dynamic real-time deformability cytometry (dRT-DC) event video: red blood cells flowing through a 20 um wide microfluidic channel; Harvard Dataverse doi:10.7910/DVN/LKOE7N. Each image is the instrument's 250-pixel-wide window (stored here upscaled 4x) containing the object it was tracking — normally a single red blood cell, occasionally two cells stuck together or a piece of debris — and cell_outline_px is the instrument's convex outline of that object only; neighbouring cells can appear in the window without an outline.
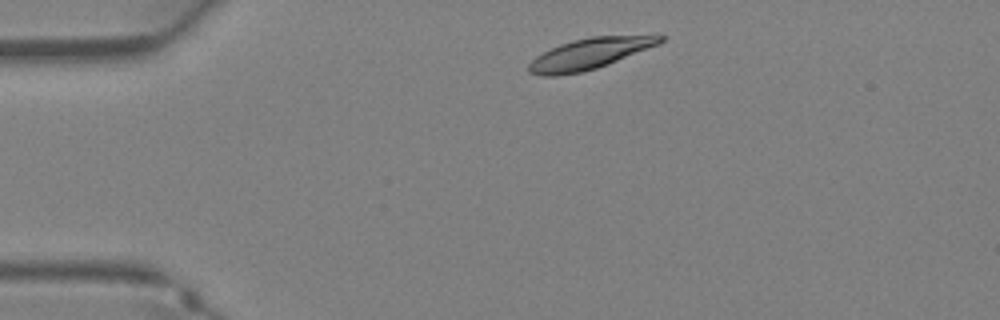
{"species": "Egyptian fruit bat (a non-hibernating species)", "species_latin": "Rousettus aegyptiacus", "temperature_condition": "warm", "stored_images_in_passage": 32, "camera_frame_rate_fps": 3000, "um_per_image_px": 0.085, "animal": {"sex": "female"}, "frame": {"image": 1, "passage_image": 3, "time_ms": 0.667, "image_size_px": [1000, 320], "cell_outline_px": [[664, 40], [660, 44], [608, 64], [596, 68], [580, 72], [556, 76], [540, 76], [528, 72], [528, 64], [536, 56], [560, 44], [572, 40], [592, 36], [664, 36]], "centroid_in_image_um": [50.07, 4.58], "position_along_channel_um": 34.9, "area_um2": 23.35}}
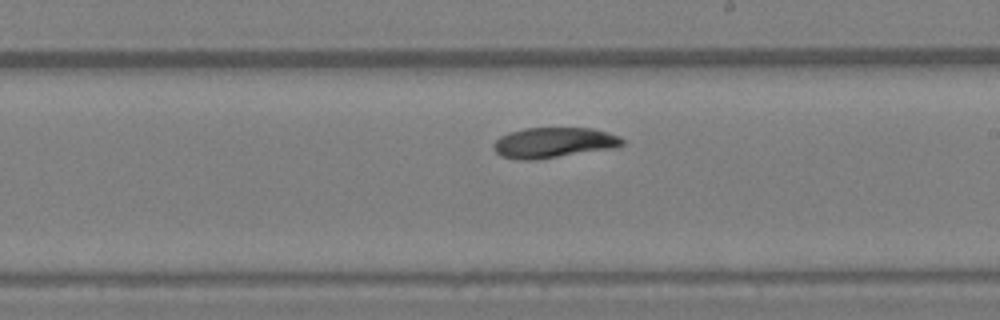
{"frame": {"image": 2, "passage_image": 17, "time_ms": 5.333, "image_size_px": [1000, 320], "cell_outline_px": [[624, 144], [616, 148], [532, 160], [524, 160], [500, 156], [496, 152], [492, 144], [500, 136], [508, 132], [524, 128], [592, 128], [608, 132], [620, 136], [624, 140]], "centroid_in_image_um": [47.08, 12.11], "position_along_channel_um": 241.9, "area_um2": 22.89}}
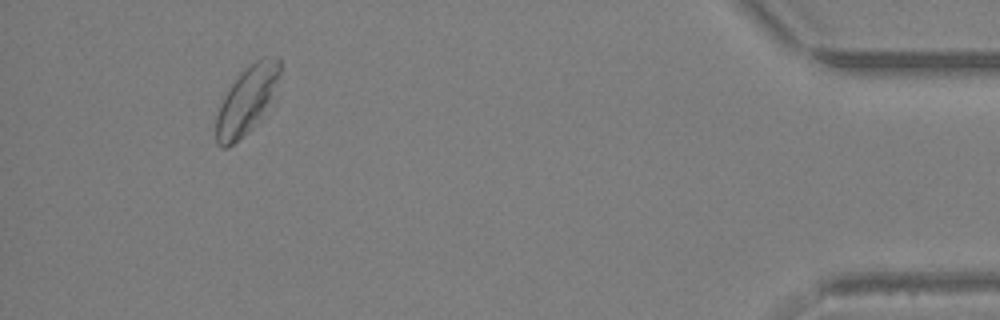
{"frame": {"image": 3, "passage_image": 30, "time_ms": 9.667, "image_size_px": [1000, 320], "cell_outline_px": [[280, 72], [268, 100], [248, 132], [228, 148], [220, 148], [216, 144], [216, 116], [220, 104], [224, 96], [240, 72], [256, 60], [264, 56], [280, 56]], "centroid_in_image_um": [20.9, 8.5], "position_along_channel_um": 414.3, "area_um2": 23.99}}